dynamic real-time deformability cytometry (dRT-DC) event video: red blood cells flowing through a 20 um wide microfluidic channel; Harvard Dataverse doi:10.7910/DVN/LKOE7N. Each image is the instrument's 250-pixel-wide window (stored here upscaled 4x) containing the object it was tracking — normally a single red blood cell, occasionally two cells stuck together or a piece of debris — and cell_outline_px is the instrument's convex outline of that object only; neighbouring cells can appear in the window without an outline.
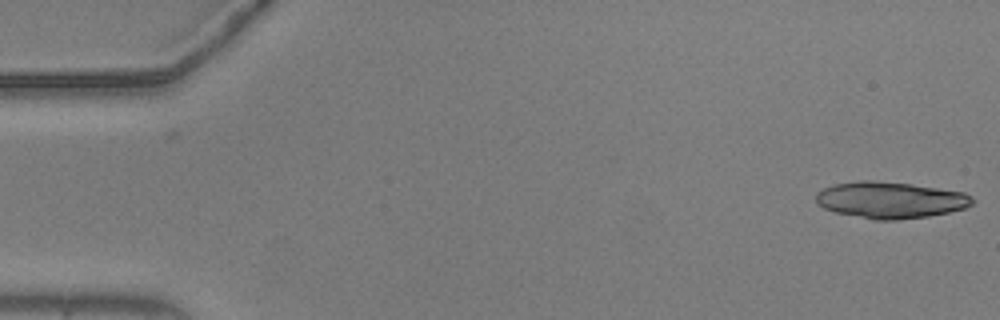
{"species": "common noctule bat (a hibernating species)", "species_latin": "Nyctalus noctula", "temperature_condition": "warm", "stored_images_in_passage": 55, "camera_frame_rate_fps": 3000, "um_per_image_px": 0.085, "animal": {"sex": "male", "body_mass_g": 20.5, "forearm_length_mm": 52.5}, "frame": {"image": 1, "passage_image": 1, "time_ms": 0.0, "image_size_px": [1000, 320], "cell_outline_px": [[976, 200], [972, 204], [964, 208], [948, 212], [928, 216], [896, 220], [876, 220], [836, 212], [824, 208], [816, 204], [816, 192], [832, 184], [860, 180], [872, 180], [912, 184], [964, 192], [972, 196]], "centroid_in_image_um": [75.67, 16.99], "position_along_channel_um": 9.3, "area_um2": 33.35}}
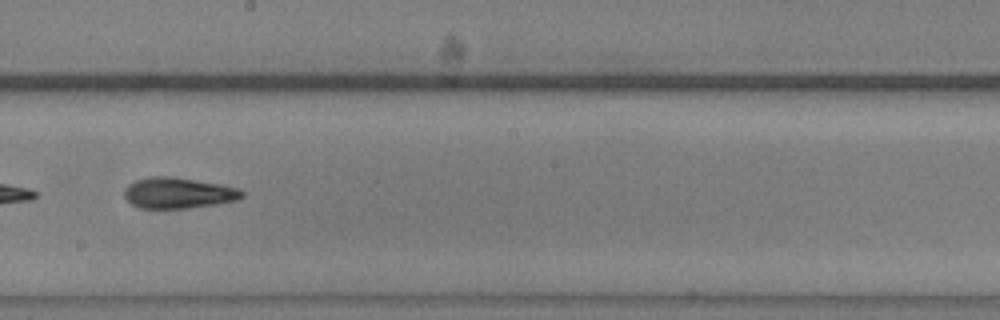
{"frame": {"image": 2, "passage_image": 31, "time_ms": 10.0, "image_size_px": [1000, 320], "cell_outline_px": [[244, 196], [236, 200], [216, 204], [184, 208], [140, 208], [132, 204], [124, 196], [124, 188], [128, 184], [136, 180], [148, 176], [168, 176], [220, 184], [240, 188], [244, 192]], "centroid_in_image_um": [15.14, 16.39], "position_along_channel_um": 233.1, "area_um2": 21.1}}
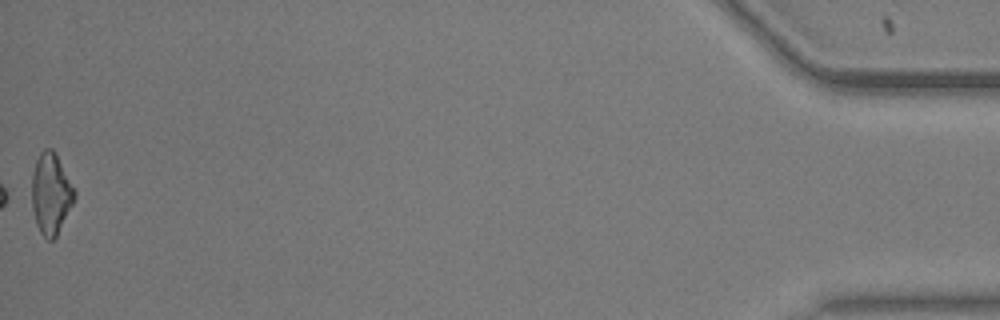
{"frame": {"image": 3, "passage_image": 55, "time_ms": 18.0, "image_size_px": [1000, 320], "cell_outline_px": [[76, 196], [56, 236], [52, 240], [48, 240], [40, 232], [36, 224], [32, 208], [32, 172], [36, 160], [40, 152], [44, 148], [52, 148], [56, 152], [76, 192]], "centroid_in_image_um": [4.31, 16.42], "position_along_channel_um": 430.9, "area_um2": 20.11}, "authors_computed_cell_mechanics": {"area_um2": 21.0392, "velocity_mm_per_s": 3.6866, "shape_relaxation_time_tau1_ms": null, "shape_relaxation_time_tau2_ms": 5.7313, "deformation_change_tau1": null, "deformation_change_tau2": 0.1637}}